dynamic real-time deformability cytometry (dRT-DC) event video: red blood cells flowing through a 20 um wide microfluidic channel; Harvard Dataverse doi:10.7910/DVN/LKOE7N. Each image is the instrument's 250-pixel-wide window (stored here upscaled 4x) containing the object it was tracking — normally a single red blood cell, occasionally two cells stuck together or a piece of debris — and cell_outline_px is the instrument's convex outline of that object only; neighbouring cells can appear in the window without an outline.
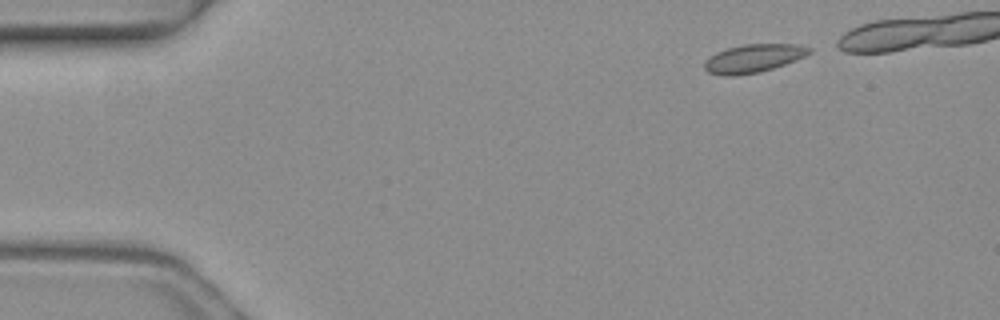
{"species": "common noctule bat (a hibernating species)", "species_latin": "Nyctalus noctula", "temperature_condition": "warm", "stored_images_in_passage": 4, "camera_frame_rate_fps": 3000, "um_per_image_px": 0.085, "animal": {"sex": "female", "body_mass_g": 19.3, "forearm_length_mm": 54.1}, "frame": {"image": 1, "passage_image": 1, "time_ms": 0.0, "image_size_px": [1000, 320], "cell_outline_px": [[812, 52], [804, 56], [784, 64], [760, 72], [736, 76], [724, 76], [708, 72], [704, 68], [704, 60], [716, 52], [728, 48], [744, 44], [796, 44], [812, 48]], "centroid_in_image_um": [64.01, 4.96], "position_along_channel_um": 21.0, "area_um2": 17.22}}
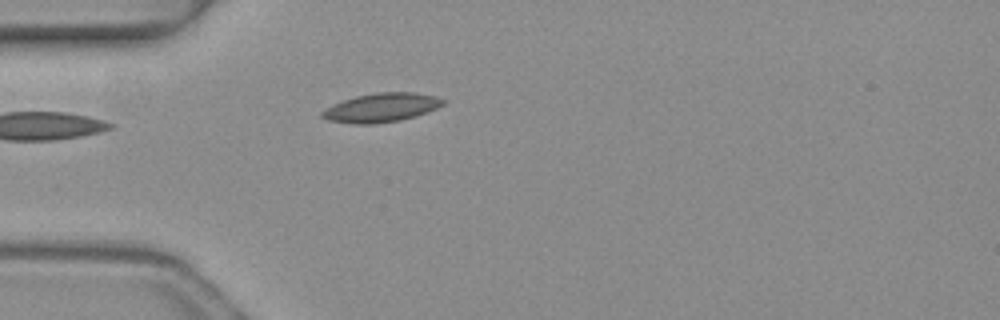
{"frame": {"image": 2, "passage_image": 4, "time_ms": 1.0, "image_size_px": [1000, 320], "cell_outline_px": [[448, 100], [444, 104], [436, 108], [416, 116], [400, 120], [372, 124], [356, 124], [328, 120], [320, 116], [320, 112], [332, 104], [356, 96], [376, 92], [416, 92], [436, 96]], "centroid_in_image_um": [32.43, 9.14], "position_along_channel_um": 52.6, "area_um2": 20.46}}